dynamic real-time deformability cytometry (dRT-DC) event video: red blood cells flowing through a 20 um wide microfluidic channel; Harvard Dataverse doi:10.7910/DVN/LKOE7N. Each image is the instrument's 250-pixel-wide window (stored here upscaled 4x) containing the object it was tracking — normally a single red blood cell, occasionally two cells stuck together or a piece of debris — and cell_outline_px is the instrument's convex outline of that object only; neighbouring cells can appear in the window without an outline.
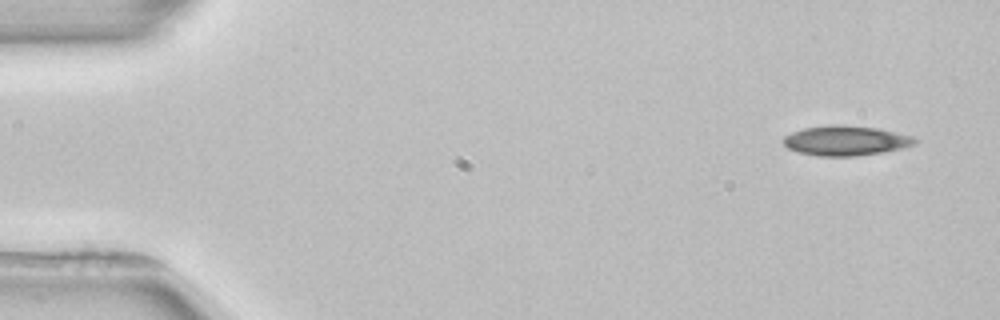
{"species": "common noctule bat (a hibernating species)", "species_latin": "Nyctalus noctula", "temperature_condition": "room temperature", "stored_images_in_passage": 4, "camera_frame_rate_fps": 3000, "um_per_image_px": 0.085, "animal": {"sex": "female", "body_mass_g": 22.7, "forearm_length_mm": 54.2}, "frame": {"image": 1, "passage_image": 1, "time_ms": 0.0, "image_size_px": [1000, 320], "cell_outline_px": [[920, 140], [916, 144], [904, 148], [884, 152], [856, 156], [816, 156], [796, 152], [788, 148], [784, 144], [784, 136], [792, 132], [804, 128], [832, 124], [836, 124], [876, 128], [912, 136]], "centroid_in_image_um": [71.9, 11.96], "position_along_channel_um": 13.1, "area_um2": 23.0}}
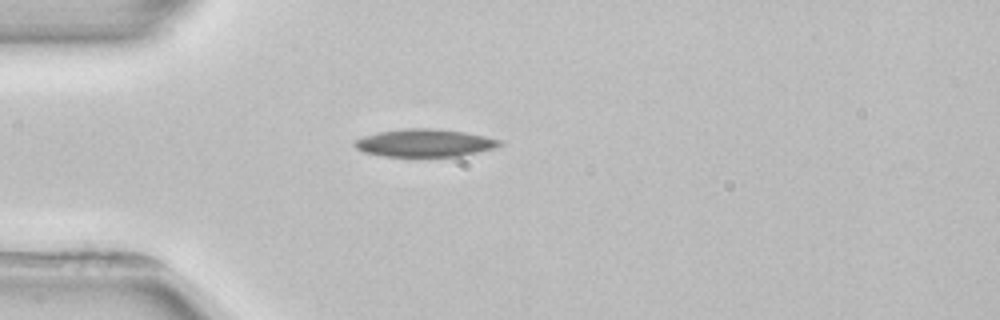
{"frame": {"image": 2, "passage_image": 4, "time_ms": 3.667, "image_size_px": [1000, 320], "cell_outline_px": [[504, 144], [496, 148], [460, 156], [384, 156], [364, 152], [356, 148], [352, 144], [356, 140], [364, 136], [380, 132], [404, 128], [432, 128], [464, 132], [484, 136], [500, 140]], "centroid_in_image_um": [36.11, 12.15], "position_along_channel_um": 48.9, "area_um2": 23.29}}